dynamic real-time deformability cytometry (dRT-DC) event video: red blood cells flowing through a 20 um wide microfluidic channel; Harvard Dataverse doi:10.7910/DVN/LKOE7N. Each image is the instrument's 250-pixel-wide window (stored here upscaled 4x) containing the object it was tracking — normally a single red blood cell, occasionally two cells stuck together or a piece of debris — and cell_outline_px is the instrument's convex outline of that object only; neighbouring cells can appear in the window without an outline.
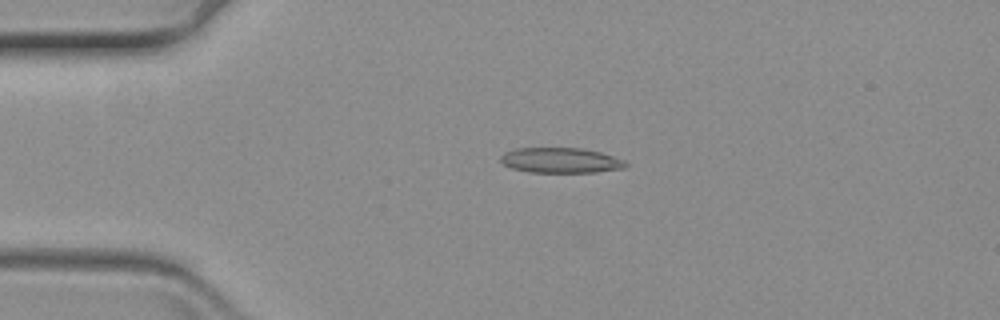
{"species": "common noctule bat (a hibernating species)", "species_latin": "Nyctalus noctula", "temperature_condition": "warm", "stored_images_in_passage": 16, "camera_frame_rate_fps": 3000, "um_per_image_px": 0.085, "animal": {"sex": "female", "body_mass_g": 19.3, "forearm_length_mm": 54.1}, "frame": {"image": 1, "passage_image": 12, "time_ms": 3.667, "image_size_px": [1000, 320], "cell_outline_px": [[628, 168], [596, 172], [528, 172], [512, 168], [504, 164], [500, 160], [500, 156], [504, 152], [516, 148], [584, 148], [600, 152], [624, 160], [628, 164]], "centroid_in_image_um": [47.68, 13.63], "position_along_channel_um": 37.3, "area_um2": 18.5}}